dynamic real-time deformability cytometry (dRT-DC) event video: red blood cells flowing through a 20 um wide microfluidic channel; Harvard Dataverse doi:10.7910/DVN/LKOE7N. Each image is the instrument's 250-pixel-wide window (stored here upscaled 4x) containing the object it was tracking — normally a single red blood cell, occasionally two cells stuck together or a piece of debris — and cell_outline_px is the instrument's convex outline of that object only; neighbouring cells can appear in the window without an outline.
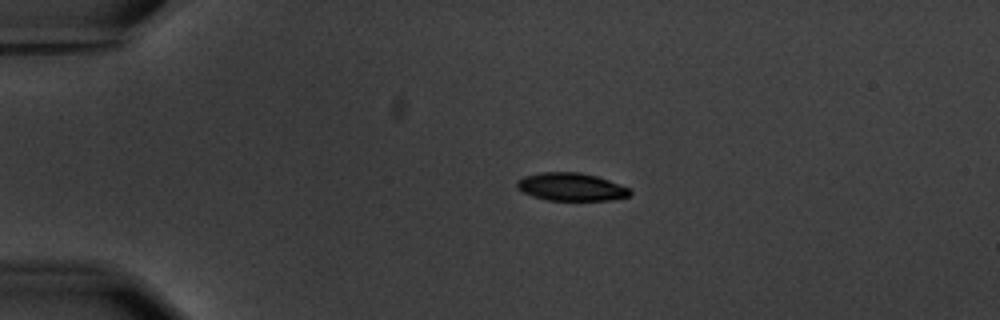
{"species": "common noctule bat (a hibernating species)", "species_latin": "Nyctalus noctula", "temperature_condition": "warm", "stored_images_in_passage": 2, "camera_frame_rate_fps": 3000, "um_per_image_px": 0.085, "animal": {"sex": "male", "body_mass_g": 20.1, "forearm_length_mm": 53.5}, "frame": {"image": 1, "passage_image": 1, "time_ms": 0.0, "image_size_px": [1000, 320], "cell_outline_px": [[632, 192], [628, 196], [612, 200], [548, 200], [532, 196], [516, 188], [516, 184], [524, 176], [540, 172], [580, 172], [596, 176], [608, 180], [628, 188]], "centroid_in_image_um": [48.53, 15.88], "position_along_channel_um": 36.5, "area_um2": 18.21}}